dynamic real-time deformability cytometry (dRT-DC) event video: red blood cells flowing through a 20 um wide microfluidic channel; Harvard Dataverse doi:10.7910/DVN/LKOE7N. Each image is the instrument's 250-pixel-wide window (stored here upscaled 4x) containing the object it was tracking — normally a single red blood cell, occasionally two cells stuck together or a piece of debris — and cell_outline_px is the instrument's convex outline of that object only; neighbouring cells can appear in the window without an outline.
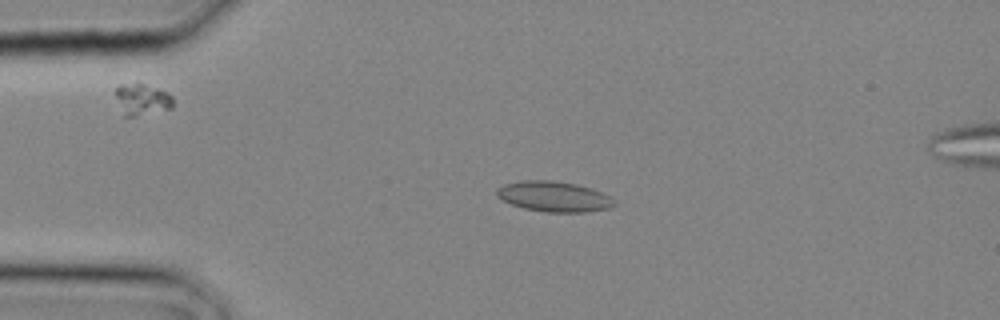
{"species": "common noctule bat (a hibernating species)", "species_latin": "Nyctalus noctula", "temperature_condition": "cold", "stored_images_in_passage": 3, "camera_frame_rate_fps": 3000, "um_per_image_px": 0.085, "animal": {"sex": "male", "body_mass_g": 20.4}, "frame": {"image": 1, "passage_image": 2, "time_ms": 0.333, "image_size_px": [1000, 320], "cell_outline_px": [[616, 204], [612, 208], [584, 212], [544, 212], [524, 208], [512, 204], [496, 196], [496, 188], [504, 184], [524, 180], [552, 180], [576, 184], [592, 188], [612, 196], [616, 200]], "centroid_in_image_um": [47.13, 16.7], "position_along_channel_um": 37.9, "area_um2": 21.04}}